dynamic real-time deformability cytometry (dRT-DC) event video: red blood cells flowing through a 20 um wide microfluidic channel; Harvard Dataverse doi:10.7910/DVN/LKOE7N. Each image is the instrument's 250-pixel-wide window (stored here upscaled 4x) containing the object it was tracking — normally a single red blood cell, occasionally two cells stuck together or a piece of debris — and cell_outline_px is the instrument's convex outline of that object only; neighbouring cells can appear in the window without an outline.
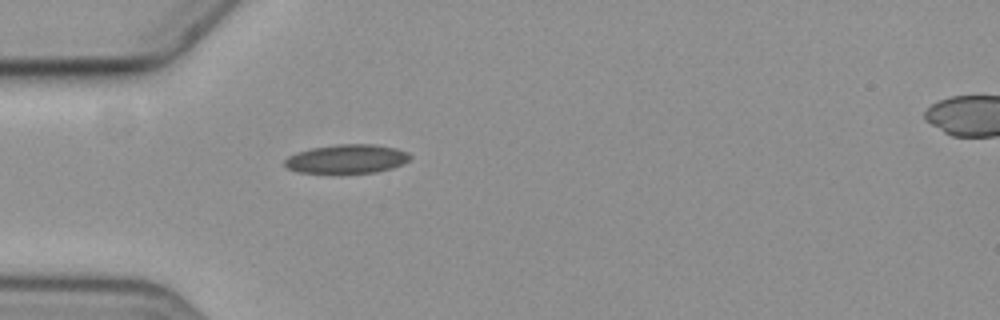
{"species": "common noctule bat (a hibernating species)", "species_latin": "Nyctalus noctula", "temperature_condition": "cold", "stored_images_in_passage": 3, "camera_frame_rate_fps": 3000, "um_per_image_px": 0.085, "animal": {"sex": "female", "body_mass_g": 19.3, "forearm_length_mm": 54.1}, "frame": {"image": 1, "passage_image": 3, "time_ms": 2.333, "image_size_px": [1000, 320], "cell_outline_px": [[412, 156], [408, 160], [392, 168], [376, 172], [300, 172], [288, 168], [284, 164], [284, 160], [288, 156], [296, 152], [312, 148], [336, 144], [376, 144], [396, 148], [408, 152]], "centroid_in_image_um": [29.49, 13.48], "position_along_channel_um": 55.5, "area_um2": 20.87}}